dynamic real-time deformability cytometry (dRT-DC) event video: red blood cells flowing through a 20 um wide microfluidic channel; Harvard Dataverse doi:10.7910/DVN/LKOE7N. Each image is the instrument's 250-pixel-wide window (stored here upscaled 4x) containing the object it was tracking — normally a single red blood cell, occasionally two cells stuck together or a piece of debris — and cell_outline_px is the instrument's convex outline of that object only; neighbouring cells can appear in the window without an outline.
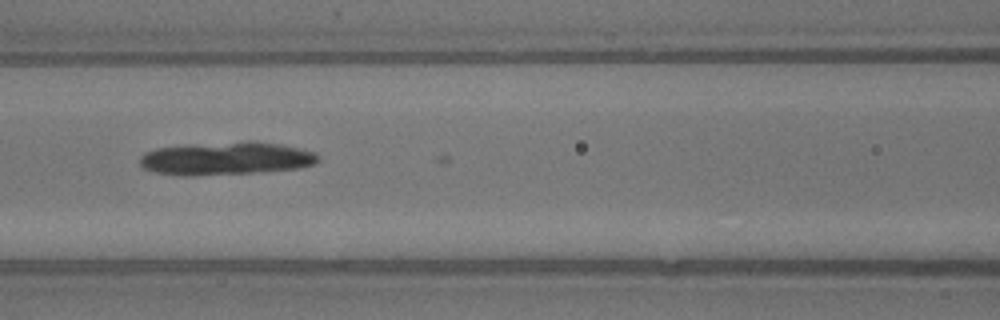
{"species": "common noctule bat (a hibernating species)", "species_latin": "Nyctalus noctula", "temperature_condition": "warm", "stored_images_in_passage": 8, "camera_frame_rate_fps": 3000, "um_per_image_px": 0.085, "animal": {"sex": "male", "body_mass_g": 13.3}, "frame": {"image": 1, "passage_image": 7, "time_ms": 2.0, "image_size_px": [1000, 320], "cell_outline_px": [[320, 160], [316, 164], [296, 168], [252, 172], [192, 176], [180, 176], [156, 172], [144, 168], [140, 164], [140, 156], [144, 152], [156, 148], [184, 144], [244, 140], [252, 140], [280, 144], [316, 152], [320, 156]], "centroid_in_image_um": [19.2, 13.44], "position_along_channel_um": 147.4, "area_um2": 34.8}}